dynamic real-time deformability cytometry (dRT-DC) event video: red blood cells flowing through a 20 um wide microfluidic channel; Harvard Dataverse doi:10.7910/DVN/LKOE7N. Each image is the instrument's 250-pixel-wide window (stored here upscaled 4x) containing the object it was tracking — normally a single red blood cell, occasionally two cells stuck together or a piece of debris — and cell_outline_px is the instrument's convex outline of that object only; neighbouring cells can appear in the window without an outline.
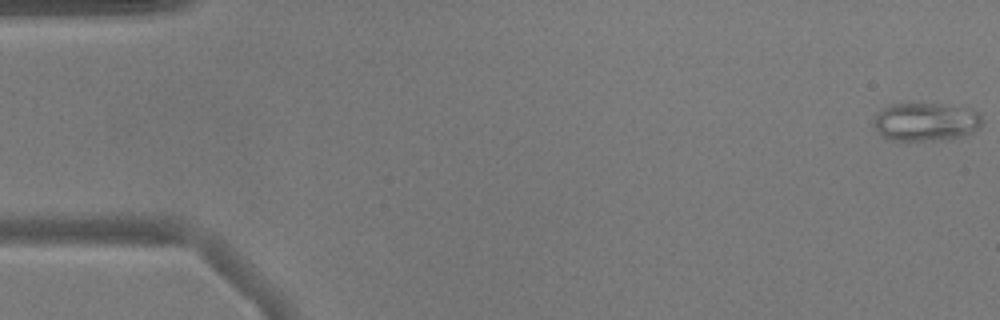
{"species": "common noctule bat (a hibernating species)", "species_latin": "Nyctalus noctula", "temperature_condition": "warm", "stored_images_in_passage": 10, "camera_frame_rate_fps": 3000, "um_per_image_px": 0.085, "animal": {"sex": "male", "body_mass_g": 17.9}, "frame": {"image": 1, "passage_image": 1, "time_ms": 0.0, "image_size_px": [1000, 320], "cell_outline_px": [[980, 124], [972, 132], [952, 140], [892, 140], [884, 136], [872, 128], [872, 120], [888, 104], [944, 104], [972, 108], [980, 116]], "centroid_in_image_um": [78.67, 10.36], "position_along_channel_um": 6.3, "area_um2": 24.22}}